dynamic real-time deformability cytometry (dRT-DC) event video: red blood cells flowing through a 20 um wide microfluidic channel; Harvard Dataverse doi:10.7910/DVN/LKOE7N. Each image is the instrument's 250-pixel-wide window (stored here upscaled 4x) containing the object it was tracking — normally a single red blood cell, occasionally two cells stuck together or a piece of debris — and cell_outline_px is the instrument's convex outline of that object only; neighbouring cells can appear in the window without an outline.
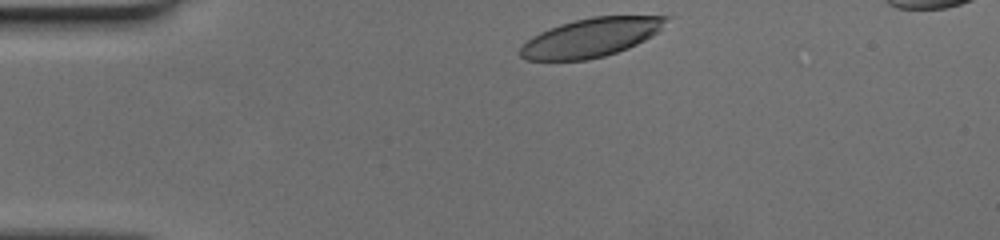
{"species": "human", "species_latin": "Homo sapiens", "temperature_condition": "cold", "stored_images_in_passage": 36, "camera_frame_rate_fps": 3000, "um_per_image_px": 0.085, "donor": {"sex": "female"}, "frame": {"image": 1, "passage_image": 1, "time_ms": 0.0, "image_size_px": [1000, 240], "cell_outline_px": [[672, 16], [652, 36], [628, 48], [604, 56], [588, 60], [524, 60], [520, 56], [520, 48], [532, 36], [540, 32], [560, 24], [592, 16]], "centroid_in_image_um": [50.22, 3.19], "position_along_channel_um": 34.8, "area_um2": 32.66}}
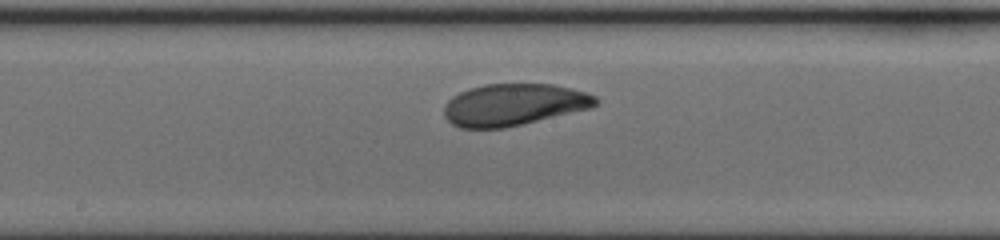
{"frame": {"image": 2, "passage_image": 18, "time_ms": 5.667, "image_size_px": [1000, 240], "cell_outline_px": [[600, 100], [592, 108], [504, 128], [460, 128], [452, 124], [444, 116], [444, 104], [452, 96], [468, 88], [484, 84], [552, 84], [572, 88], [588, 92], [596, 96]], "centroid_in_image_um": [43.67, 8.89], "position_along_channel_um": 204.5, "area_um2": 37.22}}
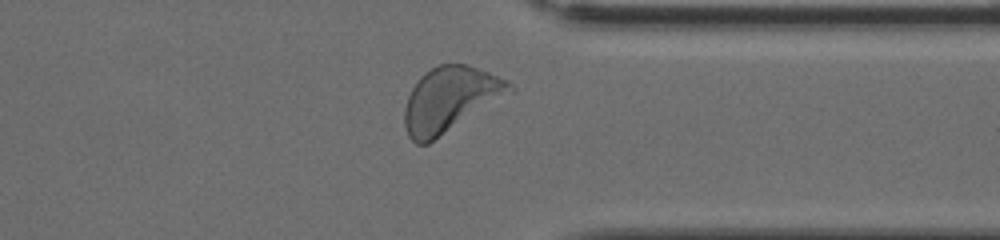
{"frame": {"image": 3, "passage_image": 31, "time_ms": 10.0, "image_size_px": [1000, 240], "cell_outline_px": [[516, 88], [512, 92], [428, 144], [416, 144], [408, 136], [404, 124], [404, 108], [408, 96], [412, 88], [420, 76], [424, 72], [440, 64], [464, 64], [488, 72], [508, 80]], "centroid_in_image_um": [38.24, 8.46], "position_along_channel_um": 373.2, "area_um2": 39.48}}